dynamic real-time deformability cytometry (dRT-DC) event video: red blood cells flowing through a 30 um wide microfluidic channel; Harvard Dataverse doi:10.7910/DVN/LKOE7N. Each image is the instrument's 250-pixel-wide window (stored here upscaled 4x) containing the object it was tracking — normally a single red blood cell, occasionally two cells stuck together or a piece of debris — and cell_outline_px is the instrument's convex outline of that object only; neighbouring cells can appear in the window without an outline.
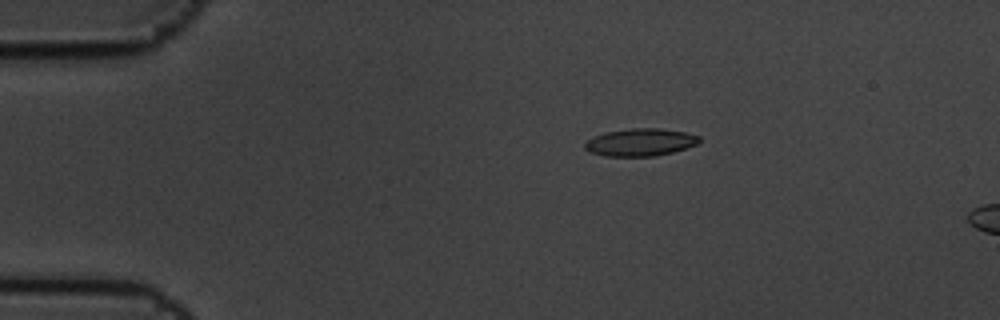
{"species": "common noctule bat (a hibernating species)", "species_latin": "Nyctalus noctula", "temperature_condition": "cold", "stored_images_in_passage": 6, "camera_frame_rate_fps": 3000, "um_per_image_px": 0.085, "animal": {"sex": "male", "body_mass_g": 19.5, "forearm_length_mm": 54.6}, "frame": {"image": 1, "passage_image": 4, "time_ms": 1.0, "image_size_px": [1000, 320], "cell_outline_px": [[700, 140], [696, 144], [672, 152], [656, 156], [604, 156], [592, 152], [584, 148], [584, 144], [592, 136], [604, 132], [632, 128], [656, 128], [684, 132], [700, 136]], "centroid_in_image_um": [54.39, 12.09], "position_along_channel_um": 30.6, "area_um2": 18.21}}